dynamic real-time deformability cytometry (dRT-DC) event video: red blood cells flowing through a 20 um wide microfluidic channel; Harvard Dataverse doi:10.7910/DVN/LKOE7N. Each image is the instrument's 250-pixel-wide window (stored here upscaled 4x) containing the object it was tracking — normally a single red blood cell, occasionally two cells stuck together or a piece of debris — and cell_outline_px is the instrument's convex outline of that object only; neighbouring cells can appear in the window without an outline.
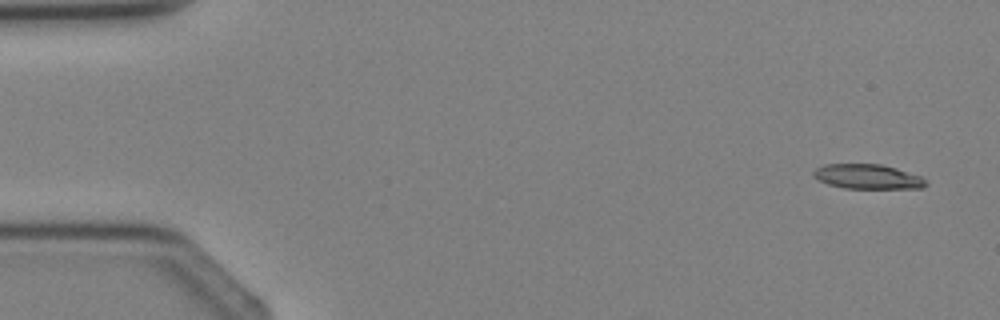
{"species": "Egyptian fruit bat (a non-hibernating species)", "species_latin": "Rousettus aegyptiacus", "temperature_condition": "cold", "stored_images_in_passage": 4, "camera_frame_rate_fps": 3000, "um_per_image_px": 0.085, "animal": {"sex": "female"}, "frame": {"image": 1, "passage_image": 1, "time_ms": 0.0, "image_size_px": [1000, 320], "cell_outline_px": [[928, 184], [924, 188], [844, 188], [828, 184], [812, 176], [812, 172], [816, 168], [824, 164], [880, 164], [896, 168], [920, 176], [928, 180]], "centroid_in_image_um": [73.76, 15.01], "position_along_channel_um": 11.2, "area_um2": 16.18}}
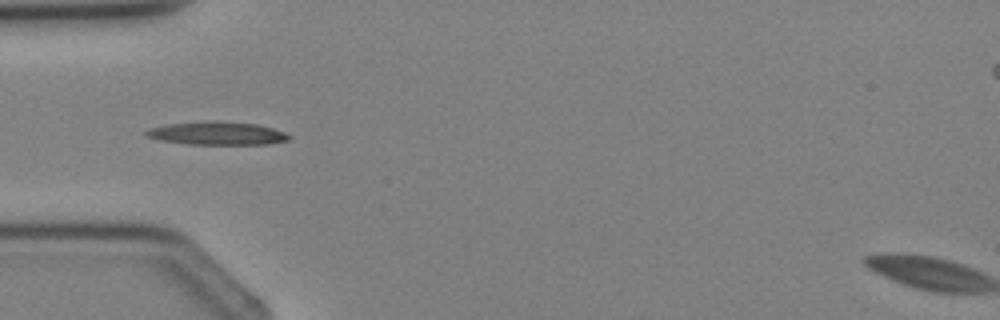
{"frame": {"image": 2, "passage_image": 4, "time_ms": 3.333, "image_size_px": [1000, 320], "cell_outline_px": [[292, 136], [288, 140], [268, 144], [188, 144], [160, 140], [148, 136], [144, 132], [148, 128], [164, 124], [204, 120], [220, 120], [256, 124], [272, 128], [284, 132]], "centroid_in_image_um": [18.43, 11.31], "position_along_channel_um": 66.6, "area_um2": 19.54}}